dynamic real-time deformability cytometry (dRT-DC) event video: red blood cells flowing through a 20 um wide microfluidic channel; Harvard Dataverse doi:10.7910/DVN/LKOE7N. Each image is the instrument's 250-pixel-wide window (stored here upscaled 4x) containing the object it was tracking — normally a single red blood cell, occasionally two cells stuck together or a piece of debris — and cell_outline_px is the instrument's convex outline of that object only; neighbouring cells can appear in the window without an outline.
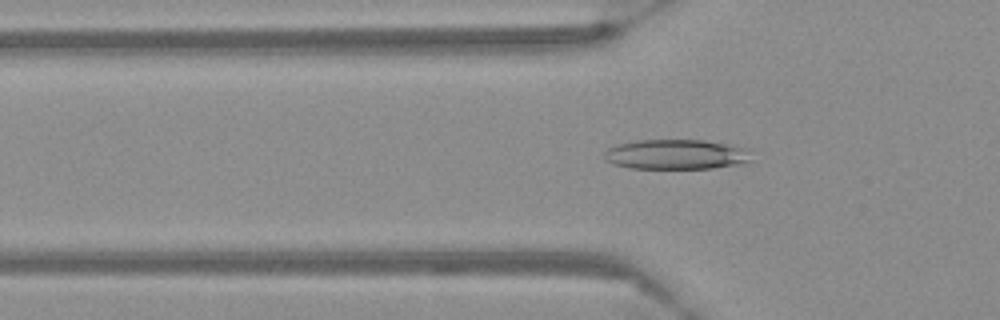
{"species": "Egyptian fruit bat (a non-hibernating species)", "species_latin": "Rousettus aegyptiacus", "temperature_condition": "warm", "stored_images_in_passage": 57, "camera_frame_rate_fps": 3000, "um_per_image_px": 0.085, "frame": {"image": 1, "passage_image": 19, "time_ms": 6.0, "image_size_px": [1000, 320], "cell_outline_px": [[752, 160], [744, 164], [712, 168], [632, 168], [612, 164], [604, 160], [604, 152], [608, 148], [620, 144], [636, 140], [704, 140], [732, 144], [752, 148]], "centroid_in_image_um": [57.58, 13.12], "position_along_channel_um": 68.2, "area_um2": 26.18}}
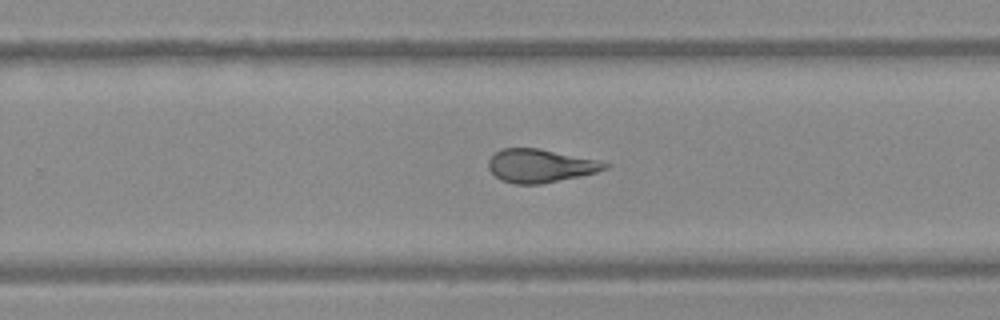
{"frame": {"image": 2, "passage_image": 37, "time_ms": 12.0, "image_size_px": [1000, 320], "cell_outline_px": [[612, 164], [608, 168], [596, 172], [580, 176], [540, 184], [516, 184], [500, 180], [488, 168], [488, 160], [496, 152], [504, 148], [540, 148], [596, 160]], "centroid_in_image_um": [45.92, 14.09], "position_along_channel_um": 283.9, "area_um2": 22.48}}
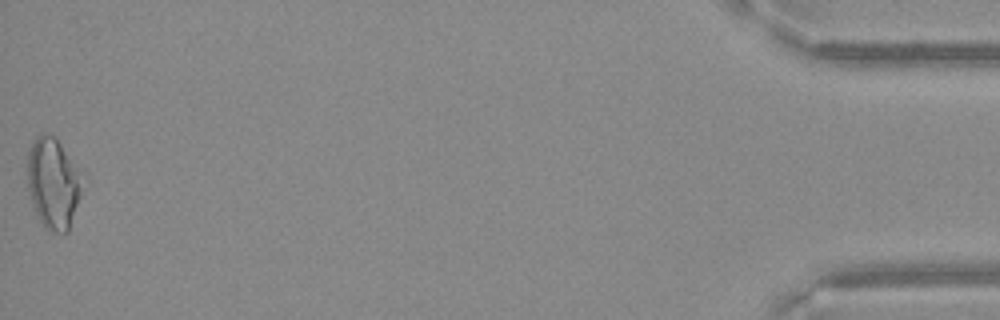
{"frame": {"image": 3, "passage_image": 57, "time_ms": 18.667, "image_size_px": [1000, 320], "cell_outline_px": [[80, 196], [68, 232], [52, 232], [44, 228], [36, 216], [32, 204], [28, 188], [28, 152], [36, 136], [40, 132], [44, 132], [56, 136], [68, 160], [76, 180], [80, 192]], "centroid_in_image_um": [4.4, 15.63], "position_along_channel_um": 430.8, "area_um2": 27.57}}